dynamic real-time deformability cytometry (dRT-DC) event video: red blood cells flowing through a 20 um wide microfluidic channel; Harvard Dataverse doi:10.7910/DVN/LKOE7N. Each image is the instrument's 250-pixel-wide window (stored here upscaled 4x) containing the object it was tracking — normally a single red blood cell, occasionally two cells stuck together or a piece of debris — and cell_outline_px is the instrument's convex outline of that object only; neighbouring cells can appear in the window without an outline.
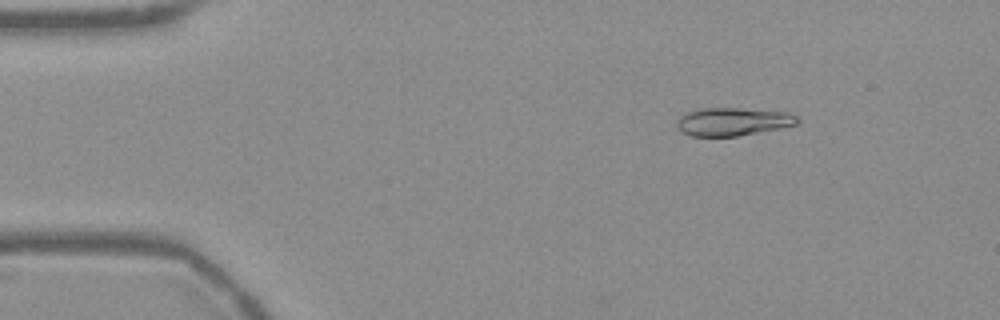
{"species": "Egyptian fruit bat (a non-hibernating species)", "species_latin": "Rousettus aegyptiacus", "temperature_condition": "warm", "stored_images_in_passage": 47, "camera_frame_rate_fps": 3000, "um_per_image_px": 0.085, "frame": {"image": 1, "passage_image": 1, "time_ms": 0.0, "image_size_px": [1000, 320], "cell_outline_px": [[800, 120], [796, 124], [780, 128], [736, 136], [692, 136], [680, 132], [676, 124], [676, 120], [684, 112], [700, 108], [740, 108], [788, 112], [796, 116]], "centroid_in_image_um": [62.23, 10.33], "position_along_channel_um": 22.8, "area_um2": 19.83}}
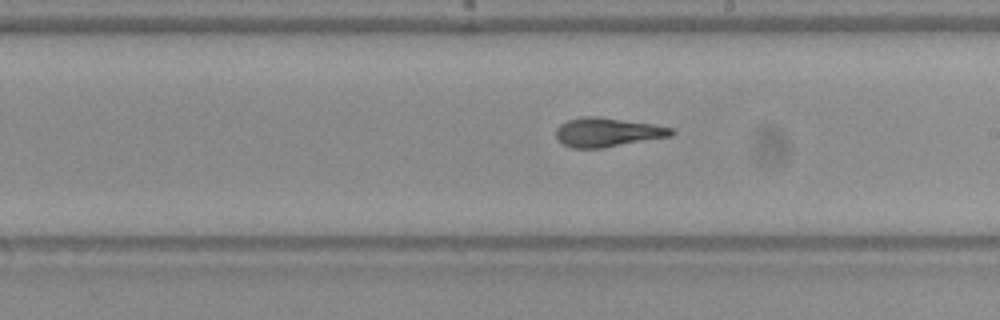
{"frame": {"image": 2, "passage_image": 24, "time_ms": 7.667, "image_size_px": [1000, 320], "cell_outline_px": [[676, 132], [672, 136], [604, 148], [572, 148], [560, 144], [556, 140], [556, 128], [560, 124], [568, 120], [580, 116], [596, 116], [652, 124], [672, 128]], "centroid_in_image_um": [51.59, 11.25], "position_along_channel_um": 237.4, "area_um2": 19.77}}
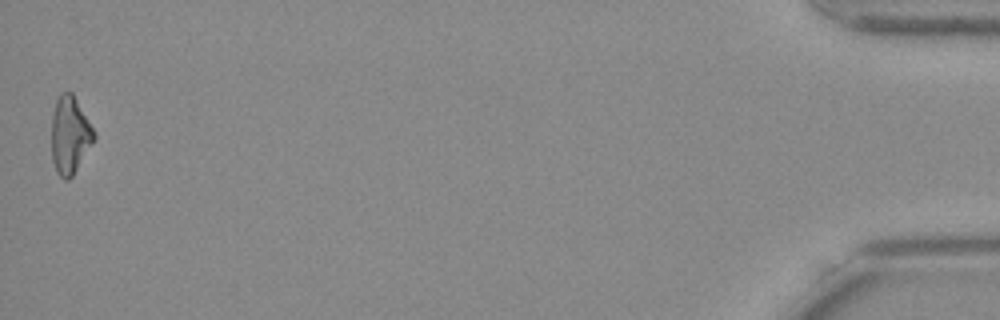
{"frame": {"image": 3, "passage_image": 47, "time_ms": 15.333, "image_size_px": [1000, 320], "cell_outline_px": [[96, 136], [92, 144], [72, 176], [68, 180], [64, 180], [56, 172], [52, 160], [52, 112], [56, 100], [60, 92], [72, 92], [96, 132]], "centroid_in_image_um": [5.93, 11.47], "position_along_channel_um": 429.3, "area_um2": 19.25}, "authors_computed_cell_mechanics": {"area_um2": 19.5364, "velocity_mm_per_s": 3.7745, "shape_relaxation_time_tau1_ms": 6.3984, "shape_relaxation_time_tau2_ms": 1.523, "deformation_change_tau1": 0.2156, "deformation_change_tau2": 0.0808}}